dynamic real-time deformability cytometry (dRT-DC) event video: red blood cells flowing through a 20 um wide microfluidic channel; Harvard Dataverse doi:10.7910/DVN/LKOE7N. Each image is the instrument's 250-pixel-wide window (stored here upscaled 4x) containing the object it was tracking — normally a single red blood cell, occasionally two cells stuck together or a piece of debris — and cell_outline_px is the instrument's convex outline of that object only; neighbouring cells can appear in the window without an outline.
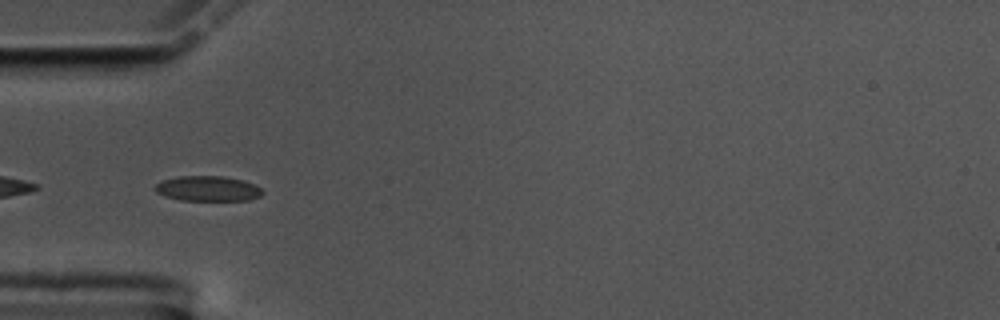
{"species": "common noctule bat (a hibernating species)", "species_latin": "Nyctalus noctula", "temperature_condition": "cold", "stored_images_in_passage": 41, "camera_frame_rate_fps": 3000, "um_per_image_px": 0.085, "animal": {"sex": "male", "body_mass_g": 17.5, "forearm_length_mm": 52.3}, "frame": {"image": 1, "passage_image": 2, "time_ms": 0.333, "image_size_px": [1000, 320], "cell_outline_px": [[264, 192], [260, 196], [248, 200], [180, 200], [164, 196], [156, 192], [152, 188], [160, 180], [176, 176], [224, 176], [244, 180], [260, 188]], "centroid_in_image_um": [17.6, 16.02], "position_along_channel_um": 67.4, "area_um2": 15.9}}
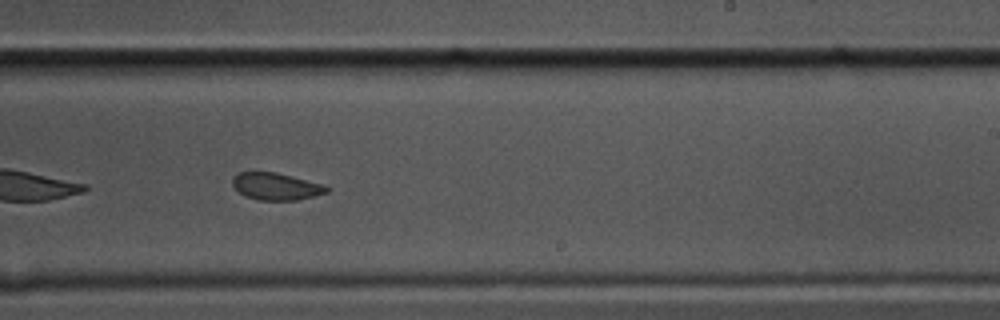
{"frame": {"image": 2, "passage_image": 19, "time_ms": 6.0, "image_size_px": [1000, 320], "cell_outline_px": [[332, 188], [328, 192], [296, 200], [256, 200], [244, 196], [232, 184], [232, 176], [236, 172], [276, 172], [324, 184]], "centroid_in_image_um": [23.46, 15.84], "position_along_channel_um": 265.5, "area_um2": 15.03}}
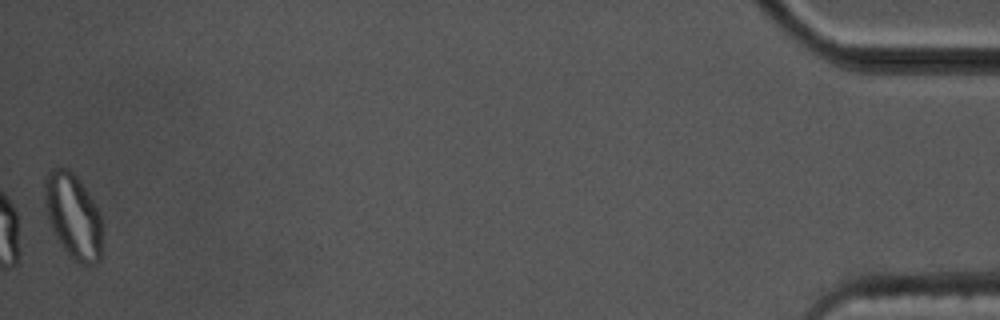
{"frame": {"image": 3, "passage_image": 41, "time_ms": 13.333, "image_size_px": [1000, 320], "cell_outline_px": [[104, 228], [100, 260], [96, 264], [80, 264], [64, 248], [56, 236], [48, 220], [44, 200], [44, 176], [52, 168], [68, 168], [80, 180], [96, 204], [100, 212], [104, 224]], "centroid_in_image_um": [6.26, 18.34], "position_along_channel_um": 428.9, "area_um2": 29.02}, "authors_computed_cell_mechanics": {"area_um2": 15.895, "velocity_mm_per_s": 3.5111, "shape_relaxation_time_tau1_ms": null, "shape_relaxation_time_tau2_ms": 1.3419, "deformation_change_tau1": null, "deformation_change_tau2": 0.0482}}